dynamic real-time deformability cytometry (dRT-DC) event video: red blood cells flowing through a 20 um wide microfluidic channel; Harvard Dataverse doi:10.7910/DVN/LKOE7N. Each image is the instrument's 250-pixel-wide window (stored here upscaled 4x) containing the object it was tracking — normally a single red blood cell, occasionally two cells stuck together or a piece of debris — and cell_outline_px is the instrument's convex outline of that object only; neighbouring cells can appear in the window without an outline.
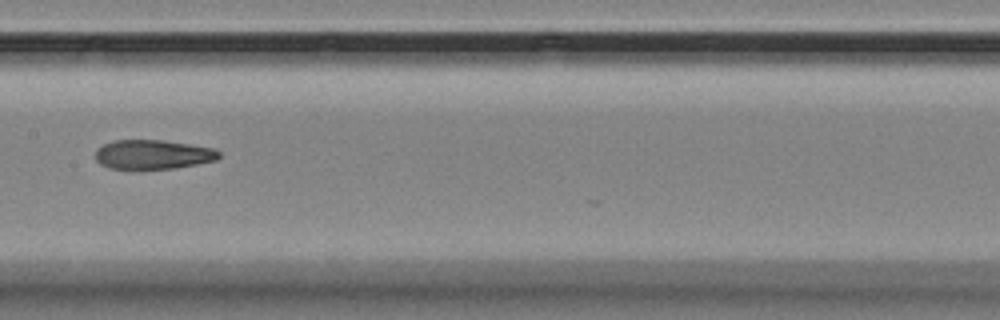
{"species": "Egyptian fruit bat (a non-hibernating species)", "species_latin": "Rousettus aegyptiacus", "temperature_condition": "room temperature", "stored_images_in_passage": 7, "camera_frame_rate_fps": 3000, "um_per_image_px": 0.085, "animal": {"sex": "female"}, "frame": {"image": 1, "passage_image": 7, "time_ms": 8.333, "image_size_px": [1000, 320], "cell_outline_px": [[220, 156], [216, 160], [176, 168], [108, 168], [100, 164], [96, 160], [96, 148], [112, 140], [164, 140], [216, 148], [220, 152]], "centroid_in_image_um": [13.01, 13.11], "position_along_channel_um": 194.4, "area_um2": 21.1}}